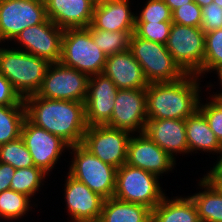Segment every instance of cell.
Returning <instances> with one entry per match:
<instances>
[{"label": "cell", "instance_id": "39", "mask_svg": "<svg viewBox=\"0 0 222 222\" xmlns=\"http://www.w3.org/2000/svg\"><path fill=\"white\" fill-rule=\"evenodd\" d=\"M215 75H217L218 79H217V83L214 81L215 84H217L216 86L218 87H215V84H213L212 82H207L206 84V92L212 96L215 100H222V69L221 70H218L217 72L214 73ZM212 83V84H211ZM215 87V88H213ZM208 88H211V89H208ZM216 88H219L220 90H216L217 92H214L213 90L216 89ZM213 89V90H212ZM208 90V91H207ZM210 90V91H209ZM212 91V92H211ZM211 92V93H209ZM213 93V94H212Z\"/></svg>", "mask_w": 222, "mask_h": 222}, {"label": "cell", "instance_id": "34", "mask_svg": "<svg viewBox=\"0 0 222 222\" xmlns=\"http://www.w3.org/2000/svg\"><path fill=\"white\" fill-rule=\"evenodd\" d=\"M202 99L203 97L199 101L198 109L203 113L210 129L222 144V103L216 101L212 96L204 98L206 101Z\"/></svg>", "mask_w": 222, "mask_h": 222}, {"label": "cell", "instance_id": "20", "mask_svg": "<svg viewBox=\"0 0 222 222\" xmlns=\"http://www.w3.org/2000/svg\"><path fill=\"white\" fill-rule=\"evenodd\" d=\"M47 18L63 30L87 28L92 23V0H44Z\"/></svg>", "mask_w": 222, "mask_h": 222}, {"label": "cell", "instance_id": "22", "mask_svg": "<svg viewBox=\"0 0 222 222\" xmlns=\"http://www.w3.org/2000/svg\"><path fill=\"white\" fill-rule=\"evenodd\" d=\"M185 128L190 155L192 153L200 155L201 152L216 155V157L219 155L222 144L199 109L185 119Z\"/></svg>", "mask_w": 222, "mask_h": 222}, {"label": "cell", "instance_id": "18", "mask_svg": "<svg viewBox=\"0 0 222 222\" xmlns=\"http://www.w3.org/2000/svg\"><path fill=\"white\" fill-rule=\"evenodd\" d=\"M144 133L175 161L179 154L189 156L185 120L150 119L146 122Z\"/></svg>", "mask_w": 222, "mask_h": 222}, {"label": "cell", "instance_id": "2", "mask_svg": "<svg viewBox=\"0 0 222 222\" xmlns=\"http://www.w3.org/2000/svg\"><path fill=\"white\" fill-rule=\"evenodd\" d=\"M194 74H186L173 82L150 83L146 87L147 120L183 119L193 114L206 88ZM202 85V86H201Z\"/></svg>", "mask_w": 222, "mask_h": 222}, {"label": "cell", "instance_id": "28", "mask_svg": "<svg viewBox=\"0 0 222 222\" xmlns=\"http://www.w3.org/2000/svg\"><path fill=\"white\" fill-rule=\"evenodd\" d=\"M25 119V105H0V145L21 137V130Z\"/></svg>", "mask_w": 222, "mask_h": 222}, {"label": "cell", "instance_id": "37", "mask_svg": "<svg viewBox=\"0 0 222 222\" xmlns=\"http://www.w3.org/2000/svg\"><path fill=\"white\" fill-rule=\"evenodd\" d=\"M0 105H25L24 99L14 89L10 81L0 73Z\"/></svg>", "mask_w": 222, "mask_h": 222}, {"label": "cell", "instance_id": "14", "mask_svg": "<svg viewBox=\"0 0 222 222\" xmlns=\"http://www.w3.org/2000/svg\"><path fill=\"white\" fill-rule=\"evenodd\" d=\"M114 101L112 116L105 125L132 134L144 133L147 122L146 88L119 89Z\"/></svg>", "mask_w": 222, "mask_h": 222}, {"label": "cell", "instance_id": "11", "mask_svg": "<svg viewBox=\"0 0 222 222\" xmlns=\"http://www.w3.org/2000/svg\"><path fill=\"white\" fill-rule=\"evenodd\" d=\"M47 19L44 0H0V44L10 45L23 29Z\"/></svg>", "mask_w": 222, "mask_h": 222}, {"label": "cell", "instance_id": "33", "mask_svg": "<svg viewBox=\"0 0 222 222\" xmlns=\"http://www.w3.org/2000/svg\"><path fill=\"white\" fill-rule=\"evenodd\" d=\"M172 22H136L135 34L145 40L166 45Z\"/></svg>", "mask_w": 222, "mask_h": 222}, {"label": "cell", "instance_id": "17", "mask_svg": "<svg viewBox=\"0 0 222 222\" xmlns=\"http://www.w3.org/2000/svg\"><path fill=\"white\" fill-rule=\"evenodd\" d=\"M118 90L114 82L103 74L89 76L85 101L87 126L105 125L110 120Z\"/></svg>", "mask_w": 222, "mask_h": 222}, {"label": "cell", "instance_id": "32", "mask_svg": "<svg viewBox=\"0 0 222 222\" xmlns=\"http://www.w3.org/2000/svg\"><path fill=\"white\" fill-rule=\"evenodd\" d=\"M141 7L135 11L136 22H172V11L164 0H146Z\"/></svg>", "mask_w": 222, "mask_h": 222}, {"label": "cell", "instance_id": "10", "mask_svg": "<svg viewBox=\"0 0 222 222\" xmlns=\"http://www.w3.org/2000/svg\"><path fill=\"white\" fill-rule=\"evenodd\" d=\"M89 76L60 62L50 63L37 96L85 103Z\"/></svg>", "mask_w": 222, "mask_h": 222}, {"label": "cell", "instance_id": "27", "mask_svg": "<svg viewBox=\"0 0 222 222\" xmlns=\"http://www.w3.org/2000/svg\"><path fill=\"white\" fill-rule=\"evenodd\" d=\"M47 176L49 177L47 173L35 166L15 169L10 189L35 199L37 193H40L41 188L45 186V180H48Z\"/></svg>", "mask_w": 222, "mask_h": 222}, {"label": "cell", "instance_id": "42", "mask_svg": "<svg viewBox=\"0 0 222 222\" xmlns=\"http://www.w3.org/2000/svg\"><path fill=\"white\" fill-rule=\"evenodd\" d=\"M222 194V178H207Z\"/></svg>", "mask_w": 222, "mask_h": 222}, {"label": "cell", "instance_id": "6", "mask_svg": "<svg viewBox=\"0 0 222 222\" xmlns=\"http://www.w3.org/2000/svg\"><path fill=\"white\" fill-rule=\"evenodd\" d=\"M129 50L140 64L149 84L173 82L186 75L164 44L142 39L133 33Z\"/></svg>", "mask_w": 222, "mask_h": 222}, {"label": "cell", "instance_id": "8", "mask_svg": "<svg viewBox=\"0 0 222 222\" xmlns=\"http://www.w3.org/2000/svg\"><path fill=\"white\" fill-rule=\"evenodd\" d=\"M166 48L186 74H194L202 79L205 33L201 27L172 23Z\"/></svg>", "mask_w": 222, "mask_h": 222}, {"label": "cell", "instance_id": "30", "mask_svg": "<svg viewBox=\"0 0 222 222\" xmlns=\"http://www.w3.org/2000/svg\"><path fill=\"white\" fill-rule=\"evenodd\" d=\"M222 69V28L205 33V56L202 66L204 75L215 73ZM207 73V74H206Z\"/></svg>", "mask_w": 222, "mask_h": 222}, {"label": "cell", "instance_id": "44", "mask_svg": "<svg viewBox=\"0 0 222 222\" xmlns=\"http://www.w3.org/2000/svg\"><path fill=\"white\" fill-rule=\"evenodd\" d=\"M213 2L222 7V0H213Z\"/></svg>", "mask_w": 222, "mask_h": 222}, {"label": "cell", "instance_id": "15", "mask_svg": "<svg viewBox=\"0 0 222 222\" xmlns=\"http://www.w3.org/2000/svg\"><path fill=\"white\" fill-rule=\"evenodd\" d=\"M126 163L153 173L161 179L164 174L172 173V169L175 170L177 165V162L145 133L132 134L130 137Z\"/></svg>", "mask_w": 222, "mask_h": 222}, {"label": "cell", "instance_id": "45", "mask_svg": "<svg viewBox=\"0 0 222 222\" xmlns=\"http://www.w3.org/2000/svg\"><path fill=\"white\" fill-rule=\"evenodd\" d=\"M95 4H97V3H100V2H103V1H105V0H92Z\"/></svg>", "mask_w": 222, "mask_h": 222}, {"label": "cell", "instance_id": "9", "mask_svg": "<svg viewBox=\"0 0 222 222\" xmlns=\"http://www.w3.org/2000/svg\"><path fill=\"white\" fill-rule=\"evenodd\" d=\"M132 133L107 125L88 126L81 145L104 163L120 168L127 162Z\"/></svg>", "mask_w": 222, "mask_h": 222}, {"label": "cell", "instance_id": "19", "mask_svg": "<svg viewBox=\"0 0 222 222\" xmlns=\"http://www.w3.org/2000/svg\"><path fill=\"white\" fill-rule=\"evenodd\" d=\"M133 0H105L94 8L93 29L119 32H135L136 12L131 10Z\"/></svg>", "mask_w": 222, "mask_h": 222}, {"label": "cell", "instance_id": "24", "mask_svg": "<svg viewBox=\"0 0 222 222\" xmlns=\"http://www.w3.org/2000/svg\"><path fill=\"white\" fill-rule=\"evenodd\" d=\"M199 192L190 193L201 222H222V194L203 175L196 180ZM203 190V191H202Z\"/></svg>", "mask_w": 222, "mask_h": 222}, {"label": "cell", "instance_id": "41", "mask_svg": "<svg viewBox=\"0 0 222 222\" xmlns=\"http://www.w3.org/2000/svg\"><path fill=\"white\" fill-rule=\"evenodd\" d=\"M164 2L168 5L171 11H173L180 6L186 5L187 3L194 2V0H164Z\"/></svg>", "mask_w": 222, "mask_h": 222}, {"label": "cell", "instance_id": "26", "mask_svg": "<svg viewBox=\"0 0 222 222\" xmlns=\"http://www.w3.org/2000/svg\"><path fill=\"white\" fill-rule=\"evenodd\" d=\"M32 202V203H31ZM33 201L30 197L25 194L16 192L14 190H5L0 193V218L8 222H18L21 218L23 219L29 211L38 208V202Z\"/></svg>", "mask_w": 222, "mask_h": 222}, {"label": "cell", "instance_id": "4", "mask_svg": "<svg viewBox=\"0 0 222 222\" xmlns=\"http://www.w3.org/2000/svg\"><path fill=\"white\" fill-rule=\"evenodd\" d=\"M67 152L72 157L71 163L69 162L67 165V167L69 166L67 169L69 175L83 182L104 199L113 197L117 168L104 163L81 144L69 146Z\"/></svg>", "mask_w": 222, "mask_h": 222}, {"label": "cell", "instance_id": "12", "mask_svg": "<svg viewBox=\"0 0 222 222\" xmlns=\"http://www.w3.org/2000/svg\"><path fill=\"white\" fill-rule=\"evenodd\" d=\"M21 138L30 152L35 167L41 168L51 176L56 164H60V158L69 149V145L60 137L24 120ZM52 172V173H51Z\"/></svg>", "mask_w": 222, "mask_h": 222}, {"label": "cell", "instance_id": "35", "mask_svg": "<svg viewBox=\"0 0 222 222\" xmlns=\"http://www.w3.org/2000/svg\"><path fill=\"white\" fill-rule=\"evenodd\" d=\"M201 7L196 2L187 3L172 11V23L190 27H201Z\"/></svg>", "mask_w": 222, "mask_h": 222}, {"label": "cell", "instance_id": "23", "mask_svg": "<svg viewBox=\"0 0 222 222\" xmlns=\"http://www.w3.org/2000/svg\"><path fill=\"white\" fill-rule=\"evenodd\" d=\"M151 222H200L196 205L188 195H166L151 211Z\"/></svg>", "mask_w": 222, "mask_h": 222}, {"label": "cell", "instance_id": "5", "mask_svg": "<svg viewBox=\"0 0 222 222\" xmlns=\"http://www.w3.org/2000/svg\"><path fill=\"white\" fill-rule=\"evenodd\" d=\"M107 56L87 28H68L62 37L60 63L88 76L102 74Z\"/></svg>", "mask_w": 222, "mask_h": 222}, {"label": "cell", "instance_id": "16", "mask_svg": "<svg viewBox=\"0 0 222 222\" xmlns=\"http://www.w3.org/2000/svg\"><path fill=\"white\" fill-rule=\"evenodd\" d=\"M64 180L65 211L71 219L67 222L99 221L104 198L93 192L83 182L78 181L68 173Z\"/></svg>", "mask_w": 222, "mask_h": 222}, {"label": "cell", "instance_id": "40", "mask_svg": "<svg viewBox=\"0 0 222 222\" xmlns=\"http://www.w3.org/2000/svg\"><path fill=\"white\" fill-rule=\"evenodd\" d=\"M215 163L210 167V170L205 171L206 174L204 176L206 178H222V149L219 152V156L215 157Z\"/></svg>", "mask_w": 222, "mask_h": 222}, {"label": "cell", "instance_id": "1", "mask_svg": "<svg viewBox=\"0 0 222 222\" xmlns=\"http://www.w3.org/2000/svg\"><path fill=\"white\" fill-rule=\"evenodd\" d=\"M26 118L34 125L60 137L69 146L82 143L87 129L85 103L42 98H24Z\"/></svg>", "mask_w": 222, "mask_h": 222}, {"label": "cell", "instance_id": "25", "mask_svg": "<svg viewBox=\"0 0 222 222\" xmlns=\"http://www.w3.org/2000/svg\"><path fill=\"white\" fill-rule=\"evenodd\" d=\"M151 209L145 205L125 202L115 197L105 199L100 222H151Z\"/></svg>", "mask_w": 222, "mask_h": 222}, {"label": "cell", "instance_id": "7", "mask_svg": "<svg viewBox=\"0 0 222 222\" xmlns=\"http://www.w3.org/2000/svg\"><path fill=\"white\" fill-rule=\"evenodd\" d=\"M159 179L153 173L125 163L117 169L113 197L125 202L142 204L153 210L166 195Z\"/></svg>", "mask_w": 222, "mask_h": 222}, {"label": "cell", "instance_id": "13", "mask_svg": "<svg viewBox=\"0 0 222 222\" xmlns=\"http://www.w3.org/2000/svg\"><path fill=\"white\" fill-rule=\"evenodd\" d=\"M63 33L62 28L47 19L44 23L23 29L10 44L49 63H56L61 58Z\"/></svg>", "mask_w": 222, "mask_h": 222}, {"label": "cell", "instance_id": "3", "mask_svg": "<svg viewBox=\"0 0 222 222\" xmlns=\"http://www.w3.org/2000/svg\"><path fill=\"white\" fill-rule=\"evenodd\" d=\"M49 65L43 58L0 44V73L23 99L39 91Z\"/></svg>", "mask_w": 222, "mask_h": 222}, {"label": "cell", "instance_id": "43", "mask_svg": "<svg viewBox=\"0 0 222 222\" xmlns=\"http://www.w3.org/2000/svg\"><path fill=\"white\" fill-rule=\"evenodd\" d=\"M201 8L209 5L213 0H194Z\"/></svg>", "mask_w": 222, "mask_h": 222}, {"label": "cell", "instance_id": "21", "mask_svg": "<svg viewBox=\"0 0 222 222\" xmlns=\"http://www.w3.org/2000/svg\"><path fill=\"white\" fill-rule=\"evenodd\" d=\"M102 74L110 78L118 89H139L149 85L140 64L129 49L108 56Z\"/></svg>", "mask_w": 222, "mask_h": 222}, {"label": "cell", "instance_id": "31", "mask_svg": "<svg viewBox=\"0 0 222 222\" xmlns=\"http://www.w3.org/2000/svg\"><path fill=\"white\" fill-rule=\"evenodd\" d=\"M0 162L10 164L15 169L33 167V158L23 139L0 145Z\"/></svg>", "mask_w": 222, "mask_h": 222}, {"label": "cell", "instance_id": "36", "mask_svg": "<svg viewBox=\"0 0 222 222\" xmlns=\"http://www.w3.org/2000/svg\"><path fill=\"white\" fill-rule=\"evenodd\" d=\"M201 29L204 33L222 28V7L212 2L201 8Z\"/></svg>", "mask_w": 222, "mask_h": 222}, {"label": "cell", "instance_id": "38", "mask_svg": "<svg viewBox=\"0 0 222 222\" xmlns=\"http://www.w3.org/2000/svg\"><path fill=\"white\" fill-rule=\"evenodd\" d=\"M14 173L15 168L10 164L0 162V193L10 189V183Z\"/></svg>", "mask_w": 222, "mask_h": 222}, {"label": "cell", "instance_id": "29", "mask_svg": "<svg viewBox=\"0 0 222 222\" xmlns=\"http://www.w3.org/2000/svg\"><path fill=\"white\" fill-rule=\"evenodd\" d=\"M93 41L108 57L129 49L130 38L134 32L105 31L87 27Z\"/></svg>", "mask_w": 222, "mask_h": 222}]
</instances>
